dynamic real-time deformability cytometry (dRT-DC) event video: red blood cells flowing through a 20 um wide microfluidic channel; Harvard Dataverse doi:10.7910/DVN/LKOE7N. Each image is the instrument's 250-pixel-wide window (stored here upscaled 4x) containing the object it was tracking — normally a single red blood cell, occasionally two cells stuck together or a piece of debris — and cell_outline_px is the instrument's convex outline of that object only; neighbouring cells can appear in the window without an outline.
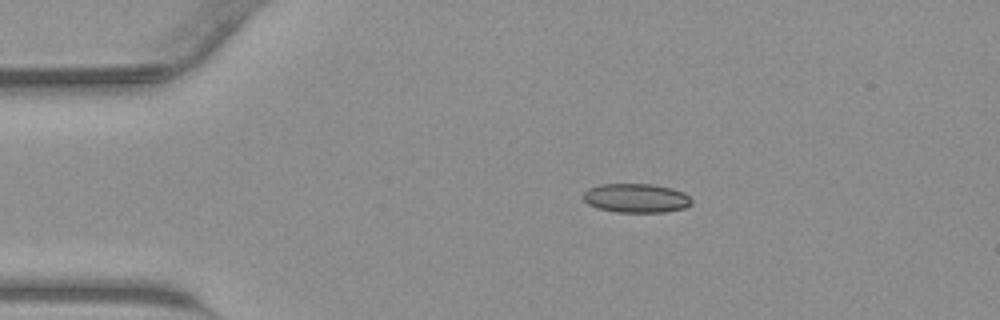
{"species": "common noctule bat (a hibernating species)", "species_latin": "Nyctalus noctula", "temperature_condition": "warm", "stored_images_in_passage": 36, "camera_frame_rate_fps": 3000, "um_per_image_px": 0.085, "animal": {"sex": "male", "body_mass_g": 23.1, "forearm_length_mm": 52.7}, "frame": {"image": 1, "passage_image": 1, "time_ms": 0.0, "image_size_px": [1000, 320], "cell_outline_px": [[692, 204], [684, 208], [664, 212], [616, 212], [596, 208], [588, 204], [580, 196], [588, 188], [600, 184], [656, 184], [672, 188], [684, 192], [692, 200]], "centroid_in_image_um": [54.05, 16.83], "position_along_channel_um": 31.0, "area_um2": 18.61}}
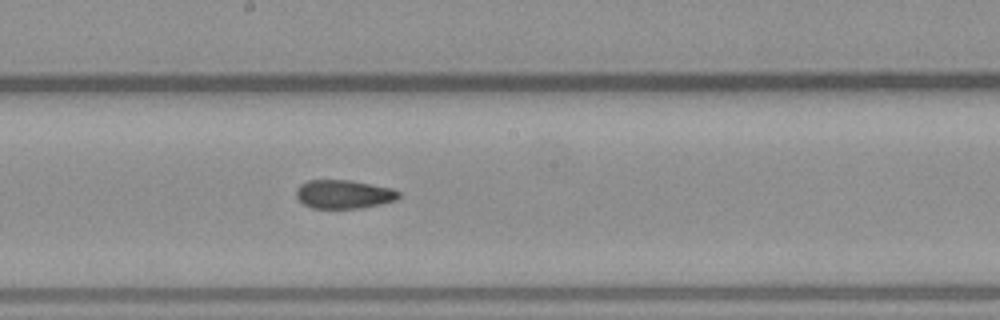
{"frame": {"image": 2, "passage_image": 16, "time_ms": 5.0, "image_size_px": [1000, 320], "cell_outline_px": [[400, 196], [396, 200], [380, 204], [360, 208], [312, 208], [304, 204], [296, 196], [296, 188], [300, 184], [308, 180], [352, 180], [392, 188], [400, 192]], "centroid_in_image_um": [29.22, 16.5], "position_along_channel_um": 219.0, "area_um2": 17.17}}
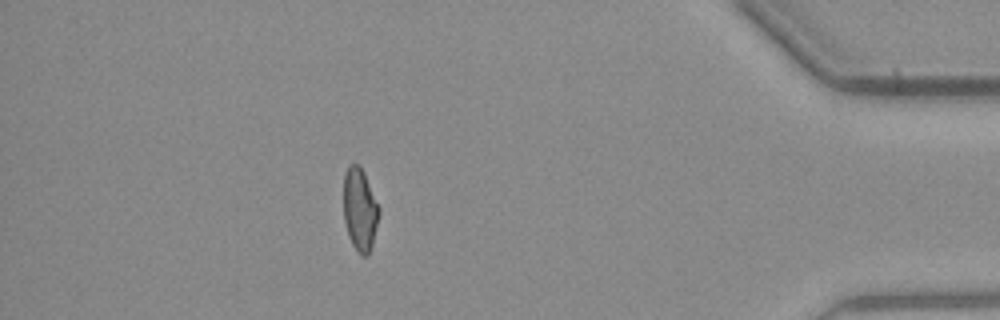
{"frame": {"image": 3, "passage_image": 31, "time_ms": 10.0, "image_size_px": [1000, 320], "cell_outline_px": [[380, 212], [372, 244], [368, 256], [360, 256], [356, 252], [348, 236], [344, 220], [344, 176], [348, 168], [352, 164], [360, 164], [364, 172], [380, 208]], "centroid_in_image_um": [30.59, 17.84], "position_along_channel_um": 404.6, "area_um2": 17.17}}